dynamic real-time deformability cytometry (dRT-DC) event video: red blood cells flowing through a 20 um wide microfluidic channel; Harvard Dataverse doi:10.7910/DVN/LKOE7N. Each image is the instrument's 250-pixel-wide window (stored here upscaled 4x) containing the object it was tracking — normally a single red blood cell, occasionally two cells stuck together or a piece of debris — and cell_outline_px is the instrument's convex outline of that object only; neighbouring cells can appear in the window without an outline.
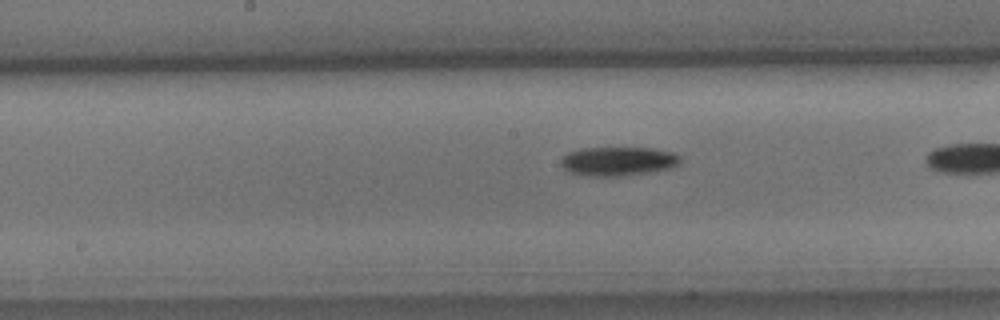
{"species": "common noctule bat (a hibernating species)", "species_latin": "Nyctalus noctula", "temperature_condition": "cold", "stored_images_in_passage": 29, "camera_frame_rate_fps": 3000, "um_per_image_px": 0.085, "animal": {"sex": "male", "body_mass_g": 15.6}, "frame": {"image": 1, "passage_image": 14, "time_ms": 4.333, "image_size_px": [1000, 320], "cell_outline_px": [[680, 164], [672, 168], [652, 172], [620, 176], [580, 176], [568, 172], [560, 164], [560, 160], [568, 152], [584, 148], [652, 148], [676, 152], [680, 156]], "centroid_in_image_um": [52.56, 13.71], "position_along_channel_um": 195.6, "area_um2": 20.52}}